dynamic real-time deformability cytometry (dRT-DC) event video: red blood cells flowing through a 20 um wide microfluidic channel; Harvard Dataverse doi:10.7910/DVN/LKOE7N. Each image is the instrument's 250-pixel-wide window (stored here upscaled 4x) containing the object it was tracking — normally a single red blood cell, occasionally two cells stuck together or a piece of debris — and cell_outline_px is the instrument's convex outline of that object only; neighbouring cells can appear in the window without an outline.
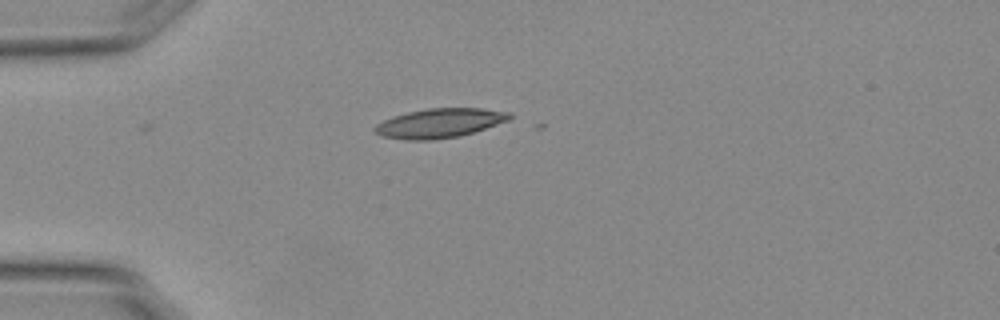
{"species": "Egyptian fruit bat (a non-hibernating species)", "species_latin": "Rousettus aegyptiacus", "temperature_condition": "warm", "stored_images_in_passage": 4, "camera_frame_rate_fps": 3000, "um_per_image_px": 0.085, "animal": {"sex": "female"}, "frame": {"image": 1, "passage_image": 1, "time_ms": 0.0, "image_size_px": [1000, 320], "cell_outline_px": [[512, 120], [460, 136], [432, 140], [408, 140], [380, 136], [372, 128], [376, 124], [392, 116], [408, 112], [428, 108], [484, 108], [512, 112]], "centroid_in_image_um": [37.4, 10.46], "position_along_channel_um": 47.6, "area_um2": 23.29}}